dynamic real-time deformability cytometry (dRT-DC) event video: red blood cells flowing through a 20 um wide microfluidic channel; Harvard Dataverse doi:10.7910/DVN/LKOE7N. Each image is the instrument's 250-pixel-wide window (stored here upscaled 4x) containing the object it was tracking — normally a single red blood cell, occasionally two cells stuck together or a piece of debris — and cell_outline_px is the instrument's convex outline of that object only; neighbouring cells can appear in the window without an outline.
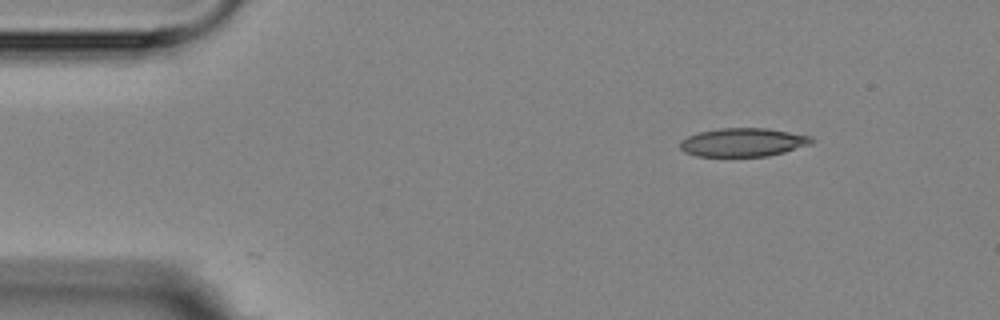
{"species": "Egyptian fruit bat (a non-hibernating species)", "species_latin": "Rousettus aegyptiacus", "temperature_condition": "room temperature", "stored_images_in_passage": 4, "segment_of_instrument_passage": [1, 2], "camera_frame_rate_fps": 3000, "um_per_image_px": 0.085, "animal": {"sex": "female"}, "frame": {"image": 1, "passage_image": 1, "time_ms": 0.0, "image_size_px": [1000, 320], "cell_outline_px": [[816, 140], [812, 144], [784, 152], [768, 156], [696, 156], [684, 152], [680, 148], [680, 140], [688, 136], [700, 132], [720, 128], [768, 128], [812, 136]], "centroid_in_image_um": [63.19, 12.09], "position_along_channel_um": 21.8, "area_um2": 21.96}}